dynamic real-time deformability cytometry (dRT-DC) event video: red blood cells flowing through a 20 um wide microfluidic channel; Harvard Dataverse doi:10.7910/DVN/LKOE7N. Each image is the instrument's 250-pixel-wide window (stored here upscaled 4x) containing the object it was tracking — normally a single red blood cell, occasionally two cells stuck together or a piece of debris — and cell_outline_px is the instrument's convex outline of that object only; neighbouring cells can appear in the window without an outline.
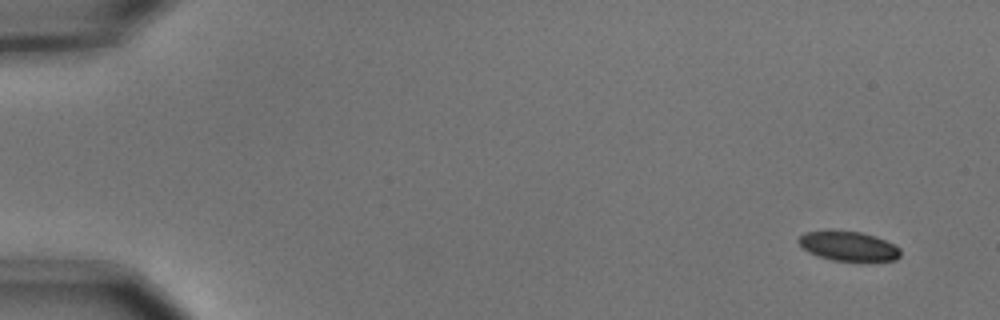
{"species": "common noctule bat (a hibernating species)", "species_latin": "Nyctalus noctula", "temperature_condition": "cold", "stored_images_in_passage": 5, "camera_frame_rate_fps": 3000, "um_per_image_px": 0.085, "animal": {"sex": "male", "body_mass_g": 15.6}, "frame": {"image": 1, "passage_image": 1, "time_ms": 0.0, "image_size_px": [1000, 320], "cell_outline_px": [[900, 256], [896, 260], [832, 260], [808, 252], [796, 240], [804, 232], [832, 228], [860, 232], [876, 236], [896, 244], [900, 248]], "centroid_in_image_um": [72.1, 20.87], "position_along_channel_um": 12.9, "area_um2": 17.86}}
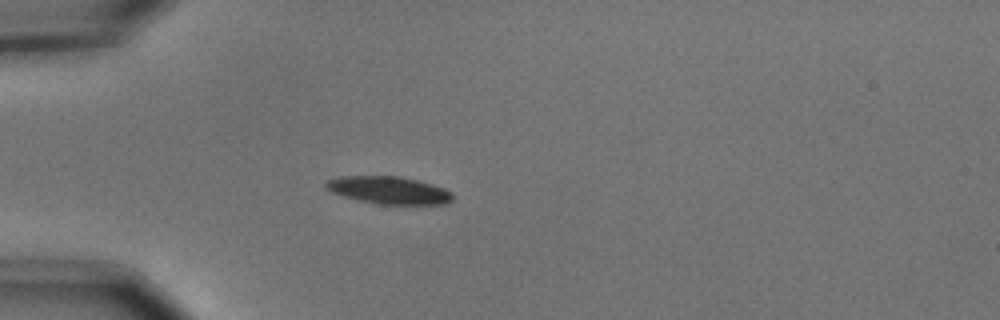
{"frame": {"image": 2, "passage_image": 4, "time_ms": 1.0, "image_size_px": [1000, 320], "cell_outline_px": [[452, 200], [444, 204], [380, 204], [356, 200], [332, 192], [324, 188], [324, 184], [328, 180], [336, 176], [396, 176], [416, 180], [432, 184], [444, 188], [452, 192]], "centroid_in_image_um": [33.01, 16.16], "position_along_channel_um": 52.0, "area_um2": 20.29}}